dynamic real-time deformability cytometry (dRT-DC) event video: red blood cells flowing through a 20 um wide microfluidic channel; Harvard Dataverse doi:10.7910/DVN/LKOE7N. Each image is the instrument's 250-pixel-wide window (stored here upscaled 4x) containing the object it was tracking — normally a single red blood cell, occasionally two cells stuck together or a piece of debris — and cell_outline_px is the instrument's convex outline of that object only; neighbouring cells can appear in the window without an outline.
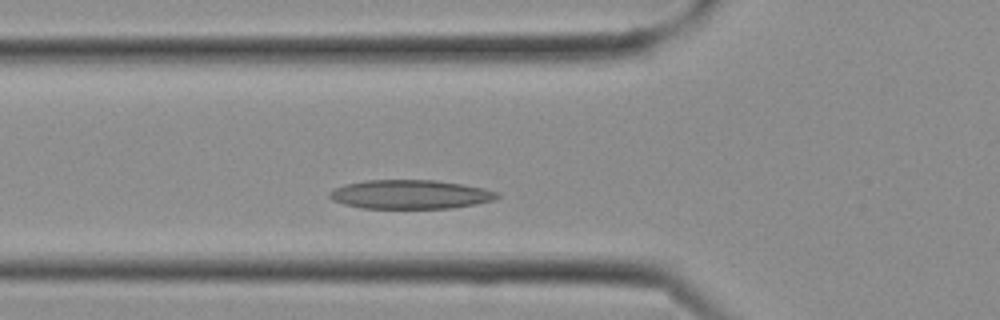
{"species": "Egyptian fruit bat (a non-hibernating species)", "species_latin": "Rousettus aegyptiacus", "temperature_condition": "cold", "stored_images_in_passage": 7, "camera_frame_rate_fps": 3000, "um_per_image_px": 0.085, "frame": {"image": 1, "passage_image": 5, "time_ms": 1.333, "image_size_px": [1000, 320], "cell_outline_px": [[500, 196], [492, 200], [476, 204], [452, 208], [364, 208], [344, 204], [332, 200], [328, 196], [328, 192], [344, 184], [364, 180], [436, 180], [464, 184], [484, 188], [496, 192]], "centroid_in_image_um": [34.86, 16.52], "position_along_channel_um": 90.9, "area_um2": 28.32}}
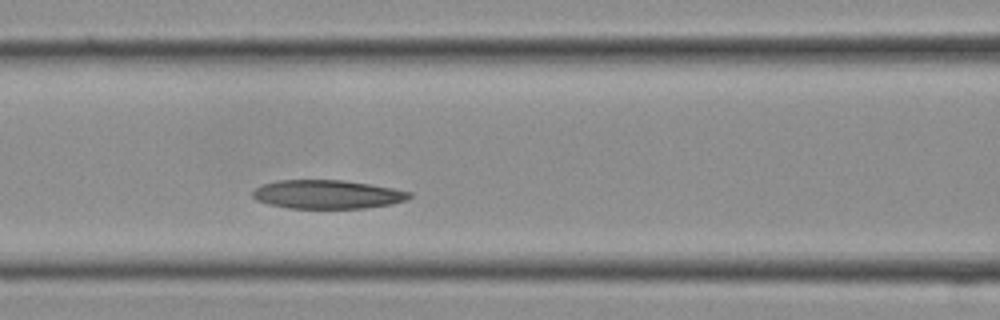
{"frame": {"image": 2, "passage_image": 7, "time_ms": 2.0, "image_size_px": [1000, 320], "cell_outline_px": [[412, 196], [408, 200], [392, 204], [364, 208], [288, 208], [268, 204], [256, 200], [252, 196], [252, 192], [260, 184], [276, 180], [344, 180], [392, 188], [412, 192]], "centroid_in_image_um": [27.81, 16.52], "position_along_channel_um": 138.8, "area_um2": 26.36}}